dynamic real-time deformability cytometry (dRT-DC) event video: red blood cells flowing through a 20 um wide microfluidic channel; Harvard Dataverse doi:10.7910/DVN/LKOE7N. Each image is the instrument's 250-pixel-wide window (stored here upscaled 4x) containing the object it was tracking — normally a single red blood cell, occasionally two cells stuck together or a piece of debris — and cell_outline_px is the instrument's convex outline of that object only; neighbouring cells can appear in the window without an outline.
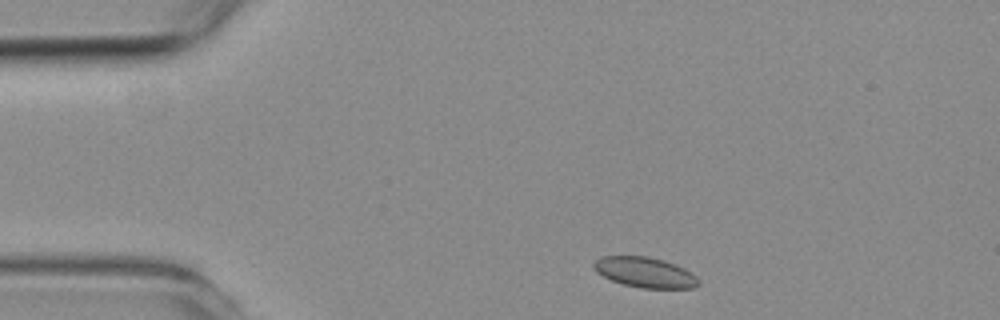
{"species": "common noctule bat (a hibernating species)", "species_latin": "Nyctalus noctula", "temperature_condition": "room temperature", "stored_images_in_passage": 3, "camera_frame_rate_fps": 3000, "um_per_image_px": 0.085, "animal": {"sex": "female", "body_mass_g": 19.3, "forearm_length_mm": 54.1}, "frame": {"image": 1, "passage_image": 1, "time_ms": 0.0, "image_size_px": [1000, 320], "cell_outline_px": [[700, 284], [692, 288], [640, 288], [624, 284], [612, 280], [596, 272], [592, 268], [592, 264], [600, 256], [648, 256], [664, 260], [676, 264], [692, 272], [700, 280]], "centroid_in_image_um": [54.83, 23.14], "position_along_channel_um": 30.2, "area_um2": 18.67}}